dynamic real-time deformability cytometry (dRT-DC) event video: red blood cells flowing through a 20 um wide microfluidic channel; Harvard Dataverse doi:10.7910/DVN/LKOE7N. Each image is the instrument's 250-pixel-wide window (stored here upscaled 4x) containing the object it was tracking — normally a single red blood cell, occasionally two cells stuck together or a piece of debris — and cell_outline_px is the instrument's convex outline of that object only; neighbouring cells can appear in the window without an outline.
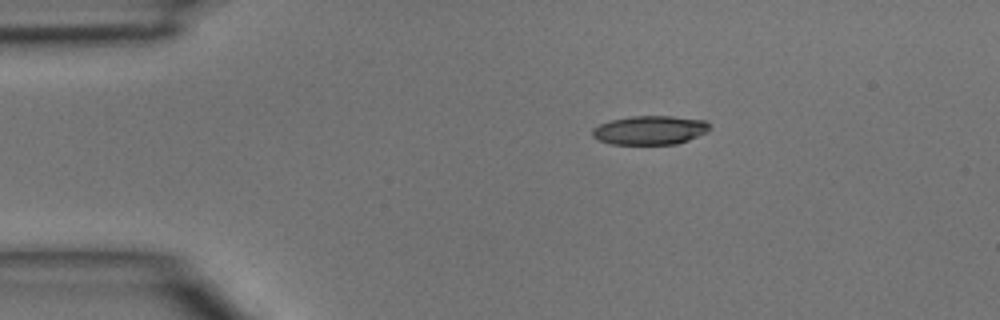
{"species": "common noctule bat (a hibernating species)", "species_latin": "Nyctalus noctula", "temperature_condition": "room temperature", "stored_images_in_passage": 38, "camera_frame_rate_fps": 3000, "um_per_image_px": 0.085, "animal": {"sex": "male", "body_mass_g": 15.6}, "frame": {"image": 1, "passage_image": 1, "time_ms": 0.0, "image_size_px": [1000, 320], "cell_outline_px": [[708, 132], [688, 140], [676, 144], [612, 144], [600, 140], [592, 136], [592, 128], [608, 120], [632, 116], [672, 116], [704, 120], [708, 124]], "centroid_in_image_um": [55.22, 11.06], "position_along_channel_um": 29.8, "area_um2": 19.71}}
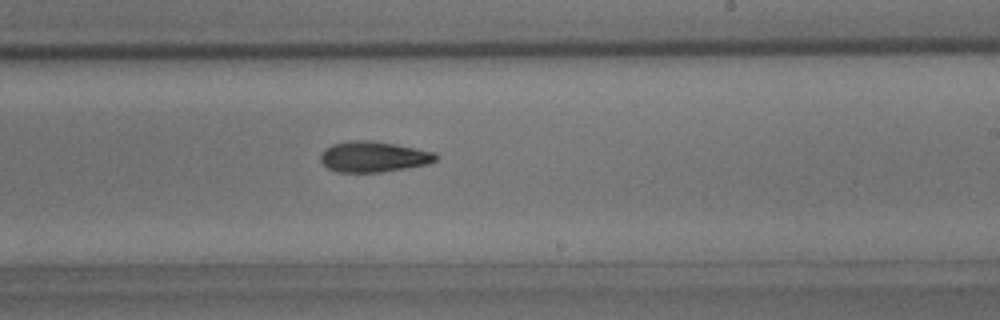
{"frame": {"image": 2, "passage_image": 20, "time_ms": 6.333, "image_size_px": [1000, 320], "cell_outline_px": [[440, 156], [436, 160], [428, 164], [380, 172], [336, 172], [328, 168], [320, 160], [320, 156], [324, 148], [332, 144], [348, 140], [372, 140], [396, 144], [436, 152]], "centroid_in_image_um": [31.75, 13.31], "position_along_channel_um": 257.3, "area_um2": 20.81}}
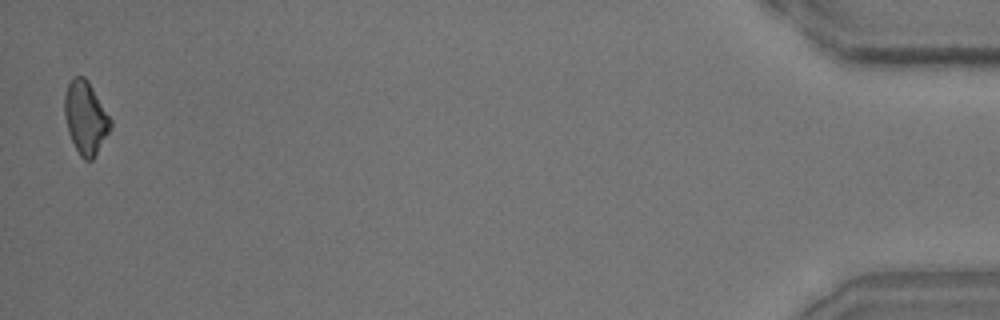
{"frame": {"image": 3, "passage_image": 38, "time_ms": 12.333, "image_size_px": [1000, 320], "cell_outline_px": [[112, 128], [92, 160], [84, 160], [80, 156], [68, 132], [64, 116], [64, 96], [68, 84], [72, 76], [84, 76], [88, 80], [112, 120]], "centroid_in_image_um": [7.27, 9.99], "position_along_channel_um": 427.9, "area_um2": 19.59}}